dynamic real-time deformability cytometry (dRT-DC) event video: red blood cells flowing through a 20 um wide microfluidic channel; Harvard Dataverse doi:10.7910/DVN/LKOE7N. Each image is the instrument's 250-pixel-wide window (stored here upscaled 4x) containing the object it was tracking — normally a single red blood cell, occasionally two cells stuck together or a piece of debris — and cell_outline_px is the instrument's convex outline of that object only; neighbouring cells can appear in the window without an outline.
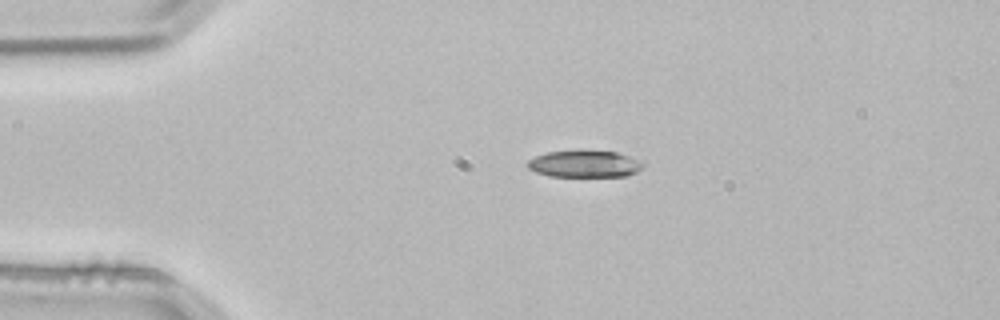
{"species": "common noctule bat (a hibernating species)", "species_latin": "Nyctalus noctula", "temperature_condition": "room temperature", "stored_images_in_passage": 2, "camera_frame_rate_fps": 3000, "um_per_image_px": 0.085, "animal": {"sex": "male", "body_mass_g": 21.5, "forearm_length_mm": 52.0}, "frame": {"image": 1, "passage_image": 1, "time_ms": 0.0, "image_size_px": [1000, 320], "cell_outline_px": [[644, 164], [636, 172], [628, 176], [548, 176], [536, 172], [528, 168], [528, 160], [536, 156], [548, 152], [580, 148], [588, 148], [616, 152], [640, 160]], "centroid_in_image_um": [49.68, 13.89], "position_along_channel_um": 35.3, "area_um2": 18.61}}